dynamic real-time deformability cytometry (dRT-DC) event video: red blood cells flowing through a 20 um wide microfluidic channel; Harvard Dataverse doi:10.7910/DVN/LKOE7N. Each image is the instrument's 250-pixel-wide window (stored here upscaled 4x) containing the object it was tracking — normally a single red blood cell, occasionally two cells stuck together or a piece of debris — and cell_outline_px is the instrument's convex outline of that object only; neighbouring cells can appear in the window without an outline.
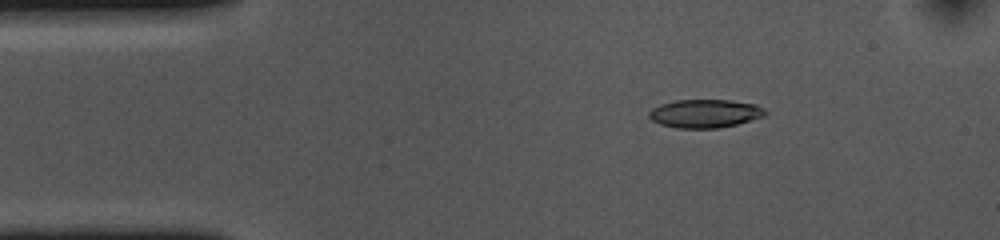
{"species": "common noctule bat (a hibernating species)", "species_latin": "Nyctalus noctula", "temperature_condition": "cold", "stored_images_in_passage": 46, "camera_frame_rate_fps": 3000, "um_per_image_px": 0.085, "animal": {"sex": "female", "body_mass_g": 10.0, "forearm_length_mm": 53.1}, "frame": {"image": 1, "passage_image": 1, "time_ms": 0.0, "image_size_px": [1000, 240], "cell_outline_px": [[768, 112], [764, 116], [736, 124], [720, 128], [676, 128], [660, 124], [652, 120], [648, 116], [648, 112], [652, 108], [660, 104], [676, 100], [732, 100], [756, 104], [764, 108]], "centroid_in_image_um": [59.92, 9.64], "position_along_channel_um": 25.1, "area_um2": 19.31}}
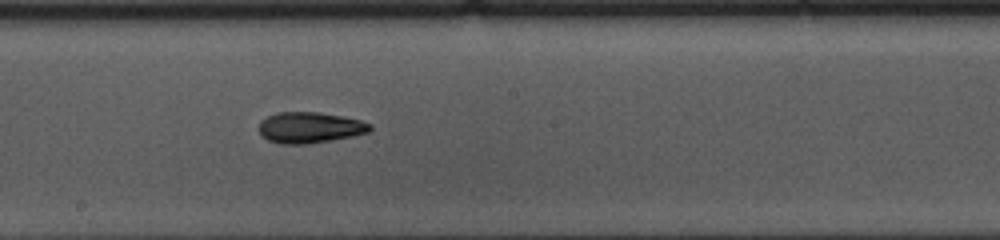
{"frame": {"image": 2, "passage_image": 21, "time_ms": 6.667, "image_size_px": [1000, 240], "cell_outline_px": [[372, 128], [368, 132], [352, 136], [332, 140], [308, 144], [280, 144], [268, 140], [260, 136], [260, 120], [276, 112], [320, 112], [344, 116], [360, 120], [372, 124]], "centroid_in_image_um": [26.33, 10.84], "position_along_channel_um": 221.9, "area_um2": 20.23}}
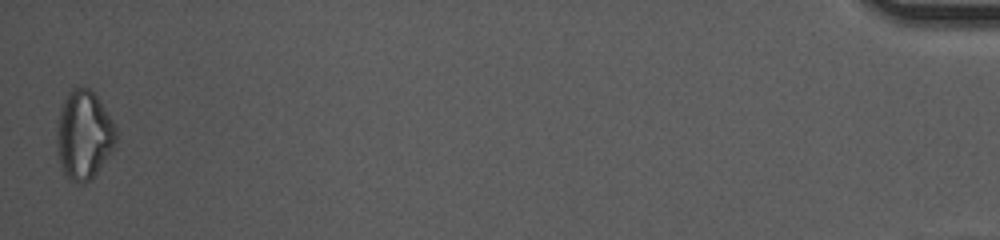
{"frame": {"image": 3, "passage_image": 46, "time_ms": 15.0, "image_size_px": [1000, 240], "cell_outline_px": [[116, 140], [112, 148], [96, 172], [84, 184], [72, 180], [64, 172], [60, 164], [56, 152], [56, 132], [60, 108], [68, 92], [72, 88], [88, 88], [96, 96], [116, 124]], "centroid_in_image_um": [7.1, 11.44], "position_along_channel_um": 428.1, "area_um2": 30.23}, "authors_computed_cell_mechanics": {"area_um2": 19.7387, "velocity_mm_per_s": 3.6774, "shape_relaxation_time_tau1_ms": 4.818, "shape_relaxation_time_tau2_ms": 8.514, "deformation_change_tau1": 0.1499, "deformation_change_tau2": 0.1846}}